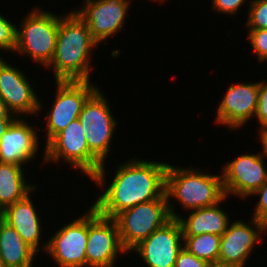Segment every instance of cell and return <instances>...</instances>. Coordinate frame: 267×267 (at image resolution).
<instances>
[{
  "mask_svg": "<svg viewBox=\"0 0 267 267\" xmlns=\"http://www.w3.org/2000/svg\"><path fill=\"white\" fill-rule=\"evenodd\" d=\"M167 165L143 159L118 165L113 181L91 206L100 215L114 218L123 210L161 198L165 194Z\"/></svg>",
  "mask_w": 267,
  "mask_h": 267,
  "instance_id": "1",
  "label": "cell"
},
{
  "mask_svg": "<svg viewBox=\"0 0 267 267\" xmlns=\"http://www.w3.org/2000/svg\"><path fill=\"white\" fill-rule=\"evenodd\" d=\"M96 46L88 25L74 10L61 15L54 56L48 66L54 68L55 80L89 81L91 51Z\"/></svg>",
  "mask_w": 267,
  "mask_h": 267,
  "instance_id": "2",
  "label": "cell"
},
{
  "mask_svg": "<svg viewBox=\"0 0 267 267\" xmlns=\"http://www.w3.org/2000/svg\"><path fill=\"white\" fill-rule=\"evenodd\" d=\"M201 169L179 168L168 164L165 174V194L172 219L180 215L174 211L170 198L178 200L183 208L195 210L221 203L227 199L222 175L203 173Z\"/></svg>",
  "mask_w": 267,
  "mask_h": 267,
  "instance_id": "3",
  "label": "cell"
},
{
  "mask_svg": "<svg viewBox=\"0 0 267 267\" xmlns=\"http://www.w3.org/2000/svg\"><path fill=\"white\" fill-rule=\"evenodd\" d=\"M104 93L98 88L84 103L79 120L86 136L89 150L103 163L101 169L90 180L100 187L105 185V160L110 152V145L117 120Z\"/></svg>",
  "mask_w": 267,
  "mask_h": 267,
  "instance_id": "4",
  "label": "cell"
},
{
  "mask_svg": "<svg viewBox=\"0 0 267 267\" xmlns=\"http://www.w3.org/2000/svg\"><path fill=\"white\" fill-rule=\"evenodd\" d=\"M60 16L33 8L16 28L15 51L48 68L58 37Z\"/></svg>",
  "mask_w": 267,
  "mask_h": 267,
  "instance_id": "5",
  "label": "cell"
},
{
  "mask_svg": "<svg viewBox=\"0 0 267 267\" xmlns=\"http://www.w3.org/2000/svg\"><path fill=\"white\" fill-rule=\"evenodd\" d=\"M116 221L121 244L129 253L132 249L163 227L172 218L168 208V199L164 194L159 199L140 203L118 213Z\"/></svg>",
  "mask_w": 267,
  "mask_h": 267,
  "instance_id": "6",
  "label": "cell"
},
{
  "mask_svg": "<svg viewBox=\"0 0 267 267\" xmlns=\"http://www.w3.org/2000/svg\"><path fill=\"white\" fill-rule=\"evenodd\" d=\"M45 162H60V159L71 168L80 169L91 179L103 166V163L89 150L83 127L76 119L65 129L55 135L45 146Z\"/></svg>",
  "mask_w": 267,
  "mask_h": 267,
  "instance_id": "7",
  "label": "cell"
},
{
  "mask_svg": "<svg viewBox=\"0 0 267 267\" xmlns=\"http://www.w3.org/2000/svg\"><path fill=\"white\" fill-rule=\"evenodd\" d=\"M125 252L116 221L100 215L91 206L88 210L86 267H114L118 254Z\"/></svg>",
  "mask_w": 267,
  "mask_h": 267,
  "instance_id": "8",
  "label": "cell"
},
{
  "mask_svg": "<svg viewBox=\"0 0 267 267\" xmlns=\"http://www.w3.org/2000/svg\"><path fill=\"white\" fill-rule=\"evenodd\" d=\"M97 89L89 81H56L55 100L46 114L45 145L70 122L79 118L84 103Z\"/></svg>",
  "mask_w": 267,
  "mask_h": 267,
  "instance_id": "9",
  "label": "cell"
},
{
  "mask_svg": "<svg viewBox=\"0 0 267 267\" xmlns=\"http://www.w3.org/2000/svg\"><path fill=\"white\" fill-rule=\"evenodd\" d=\"M88 211L61 227L42 247L59 267H85Z\"/></svg>",
  "mask_w": 267,
  "mask_h": 267,
  "instance_id": "10",
  "label": "cell"
},
{
  "mask_svg": "<svg viewBox=\"0 0 267 267\" xmlns=\"http://www.w3.org/2000/svg\"><path fill=\"white\" fill-rule=\"evenodd\" d=\"M261 151L257 154H241L222 167L225 195L246 198L253 195L266 181L267 169Z\"/></svg>",
  "mask_w": 267,
  "mask_h": 267,
  "instance_id": "11",
  "label": "cell"
},
{
  "mask_svg": "<svg viewBox=\"0 0 267 267\" xmlns=\"http://www.w3.org/2000/svg\"><path fill=\"white\" fill-rule=\"evenodd\" d=\"M84 6L74 10L88 25L92 38L102 44L123 28L129 0H84Z\"/></svg>",
  "mask_w": 267,
  "mask_h": 267,
  "instance_id": "12",
  "label": "cell"
},
{
  "mask_svg": "<svg viewBox=\"0 0 267 267\" xmlns=\"http://www.w3.org/2000/svg\"><path fill=\"white\" fill-rule=\"evenodd\" d=\"M182 248L181 225L177 219H171L132 250L142 257L147 267H175V261Z\"/></svg>",
  "mask_w": 267,
  "mask_h": 267,
  "instance_id": "13",
  "label": "cell"
},
{
  "mask_svg": "<svg viewBox=\"0 0 267 267\" xmlns=\"http://www.w3.org/2000/svg\"><path fill=\"white\" fill-rule=\"evenodd\" d=\"M26 77L24 72L0 57V96L8 110L16 117L37 114L43 108L35 89Z\"/></svg>",
  "mask_w": 267,
  "mask_h": 267,
  "instance_id": "14",
  "label": "cell"
},
{
  "mask_svg": "<svg viewBox=\"0 0 267 267\" xmlns=\"http://www.w3.org/2000/svg\"><path fill=\"white\" fill-rule=\"evenodd\" d=\"M242 220L229 223L227 230L221 236L219 260L237 267H245L252 249L262 240L267 227L252 217L251 225ZM266 230V231H265Z\"/></svg>",
  "mask_w": 267,
  "mask_h": 267,
  "instance_id": "15",
  "label": "cell"
},
{
  "mask_svg": "<svg viewBox=\"0 0 267 267\" xmlns=\"http://www.w3.org/2000/svg\"><path fill=\"white\" fill-rule=\"evenodd\" d=\"M258 92L259 82H242L229 86L225 96L219 101L216 123L226 125L232 131L242 127L251 117H255Z\"/></svg>",
  "mask_w": 267,
  "mask_h": 267,
  "instance_id": "16",
  "label": "cell"
},
{
  "mask_svg": "<svg viewBox=\"0 0 267 267\" xmlns=\"http://www.w3.org/2000/svg\"><path fill=\"white\" fill-rule=\"evenodd\" d=\"M38 139L37 130L28 121L16 117L1 137L0 163L25 166L35 159Z\"/></svg>",
  "mask_w": 267,
  "mask_h": 267,
  "instance_id": "17",
  "label": "cell"
},
{
  "mask_svg": "<svg viewBox=\"0 0 267 267\" xmlns=\"http://www.w3.org/2000/svg\"><path fill=\"white\" fill-rule=\"evenodd\" d=\"M30 193L23 199L7 206L4 210V221L12 226L21 238L37 253L40 252L41 223Z\"/></svg>",
  "mask_w": 267,
  "mask_h": 267,
  "instance_id": "18",
  "label": "cell"
},
{
  "mask_svg": "<svg viewBox=\"0 0 267 267\" xmlns=\"http://www.w3.org/2000/svg\"><path fill=\"white\" fill-rule=\"evenodd\" d=\"M216 205L191 210L188 217L179 216L183 236H196L211 233L222 236L230 223L228 214Z\"/></svg>",
  "mask_w": 267,
  "mask_h": 267,
  "instance_id": "19",
  "label": "cell"
},
{
  "mask_svg": "<svg viewBox=\"0 0 267 267\" xmlns=\"http://www.w3.org/2000/svg\"><path fill=\"white\" fill-rule=\"evenodd\" d=\"M35 253L12 226L0 221V256L5 267H32Z\"/></svg>",
  "mask_w": 267,
  "mask_h": 267,
  "instance_id": "20",
  "label": "cell"
},
{
  "mask_svg": "<svg viewBox=\"0 0 267 267\" xmlns=\"http://www.w3.org/2000/svg\"><path fill=\"white\" fill-rule=\"evenodd\" d=\"M24 173L23 166L0 163V204L4 209L36 189V184L26 183Z\"/></svg>",
  "mask_w": 267,
  "mask_h": 267,
  "instance_id": "21",
  "label": "cell"
},
{
  "mask_svg": "<svg viewBox=\"0 0 267 267\" xmlns=\"http://www.w3.org/2000/svg\"><path fill=\"white\" fill-rule=\"evenodd\" d=\"M221 236L204 233L196 236H183V247L197 258L208 263L219 260Z\"/></svg>",
  "mask_w": 267,
  "mask_h": 267,
  "instance_id": "22",
  "label": "cell"
},
{
  "mask_svg": "<svg viewBox=\"0 0 267 267\" xmlns=\"http://www.w3.org/2000/svg\"><path fill=\"white\" fill-rule=\"evenodd\" d=\"M249 29H267V0H251L248 10Z\"/></svg>",
  "mask_w": 267,
  "mask_h": 267,
  "instance_id": "23",
  "label": "cell"
},
{
  "mask_svg": "<svg viewBox=\"0 0 267 267\" xmlns=\"http://www.w3.org/2000/svg\"><path fill=\"white\" fill-rule=\"evenodd\" d=\"M16 25L0 14V50L15 53Z\"/></svg>",
  "mask_w": 267,
  "mask_h": 267,
  "instance_id": "24",
  "label": "cell"
},
{
  "mask_svg": "<svg viewBox=\"0 0 267 267\" xmlns=\"http://www.w3.org/2000/svg\"><path fill=\"white\" fill-rule=\"evenodd\" d=\"M249 42L256 53L258 62L267 60V29H248Z\"/></svg>",
  "mask_w": 267,
  "mask_h": 267,
  "instance_id": "25",
  "label": "cell"
},
{
  "mask_svg": "<svg viewBox=\"0 0 267 267\" xmlns=\"http://www.w3.org/2000/svg\"><path fill=\"white\" fill-rule=\"evenodd\" d=\"M255 117L261 129H267V82H259L258 104Z\"/></svg>",
  "mask_w": 267,
  "mask_h": 267,
  "instance_id": "26",
  "label": "cell"
},
{
  "mask_svg": "<svg viewBox=\"0 0 267 267\" xmlns=\"http://www.w3.org/2000/svg\"><path fill=\"white\" fill-rule=\"evenodd\" d=\"M260 195L253 218L263 223L267 227V179L263 185L253 194Z\"/></svg>",
  "mask_w": 267,
  "mask_h": 267,
  "instance_id": "27",
  "label": "cell"
},
{
  "mask_svg": "<svg viewBox=\"0 0 267 267\" xmlns=\"http://www.w3.org/2000/svg\"><path fill=\"white\" fill-rule=\"evenodd\" d=\"M207 265V261L197 258L184 247L178 253L175 261V267H206Z\"/></svg>",
  "mask_w": 267,
  "mask_h": 267,
  "instance_id": "28",
  "label": "cell"
},
{
  "mask_svg": "<svg viewBox=\"0 0 267 267\" xmlns=\"http://www.w3.org/2000/svg\"><path fill=\"white\" fill-rule=\"evenodd\" d=\"M212 9L223 14L234 15L238 12L243 4L245 5L246 0H211Z\"/></svg>",
  "mask_w": 267,
  "mask_h": 267,
  "instance_id": "29",
  "label": "cell"
},
{
  "mask_svg": "<svg viewBox=\"0 0 267 267\" xmlns=\"http://www.w3.org/2000/svg\"><path fill=\"white\" fill-rule=\"evenodd\" d=\"M15 118L16 116L8 110L4 100L0 96V120H14Z\"/></svg>",
  "mask_w": 267,
  "mask_h": 267,
  "instance_id": "30",
  "label": "cell"
},
{
  "mask_svg": "<svg viewBox=\"0 0 267 267\" xmlns=\"http://www.w3.org/2000/svg\"><path fill=\"white\" fill-rule=\"evenodd\" d=\"M260 141L262 143V156L267 158V129H259Z\"/></svg>",
  "mask_w": 267,
  "mask_h": 267,
  "instance_id": "31",
  "label": "cell"
},
{
  "mask_svg": "<svg viewBox=\"0 0 267 267\" xmlns=\"http://www.w3.org/2000/svg\"><path fill=\"white\" fill-rule=\"evenodd\" d=\"M13 120H0V140Z\"/></svg>",
  "mask_w": 267,
  "mask_h": 267,
  "instance_id": "32",
  "label": "cell"
},
{
  "mask_svg": "<svg viewBox=\"0 0 267 267\" xmlns=\"http://www.w3.org/2000/svg\"><path fill=\"white\" fill-rule=\"evenodd\" d=\"M206 267H237V266L227 264L224 262H220V261H215V262L208 263Z\"/></svg>",
  "mask_w": 267,
  "mask_h": 267,
  "instance_id": "33",
  "label": "cell"
},
{
  "mask_svg": "<svg viewBox=\"0 0 267 267\" xmlns=\"http://www.w3.org/2000/svg\"><path fill=\"white\" fill-rule=\"evenodd\" d=\"M4 208L2 207V205L0 204V221L4 220Z\"/></svg>",
  "mask_w": 267,
  "mask_h": 267,
  "instance_id": "34",
  "label": "cell"
},
{
  "mask_svg": "<svg viewBox=\"0 0 267 267\" xmlns=\"http://www.w3.org/2000/svg\"><path fill=\"white\" fill-rule=\"evenodd\" d=\"M0 267H5V265H4V263H3V260H2V258H1V256H0Z\"/></svg>",
  "mask_w": 267,
  "mask_h": 267,
  "instance_id": "35",
  "label": "cell"
},
{
  "mask_svg": "<svg viewBox=\"0 0 267 267\" xmlns=\"http://www.w3.org/2000/svg\"><path fill=\"white\" fill-rule=\"evenodd\" d=\"M149 1H150V0H149ZM151 1H154V2H155V1H161V2H163V1H165V0H151Z\"/></svg>",
  "mask_w": 267,
  "mask_h": 267,
  "instance_id": "36",
  "label": "cell"
}]
</instances>
